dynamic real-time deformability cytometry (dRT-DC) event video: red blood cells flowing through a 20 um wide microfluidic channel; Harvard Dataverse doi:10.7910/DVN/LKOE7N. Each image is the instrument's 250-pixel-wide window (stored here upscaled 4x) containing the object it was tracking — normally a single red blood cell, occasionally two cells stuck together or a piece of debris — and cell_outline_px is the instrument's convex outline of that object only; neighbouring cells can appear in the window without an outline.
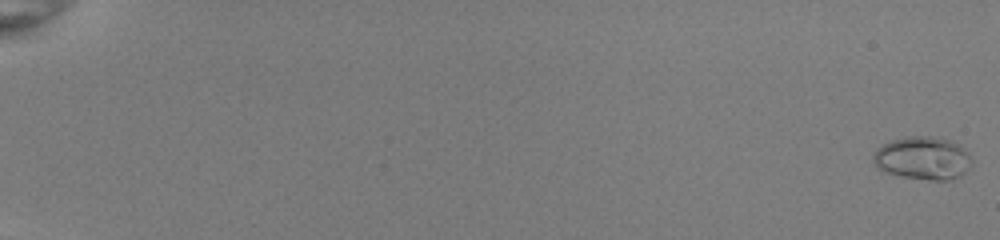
{"species": "common noctule bat (a hibernating species)", "species_latin": "Nyctalus noctula", "temperature_condition": "room temperature", "stored_images_in_passage": 54, "camera_frame_rate_fps": 3000, "um_per_image_px": 0.085, "animal": {"sex": "female", "body_mass_g": 22.0, "forearm_length_mm": 56.7}, "frame": {"image": 1, "passage_image": 1, "time_ms": 0.0, "image_size_px": [1000, 240], "cell_outline_px": [[972, 164], [960, 176], [952, 180], [928, 180], [900, 176], [884, 172], [876, 168], [872, 160], [872, 156], [876, 148], [892, 140], [908, 136], [932, 136], [952, 140], [960, 144], [968, 152], [972, 160]], "centroid_in_image_um": [78.43, 13.44], "position_along_channel_um": 6.6, "area_um2": 25.14}}
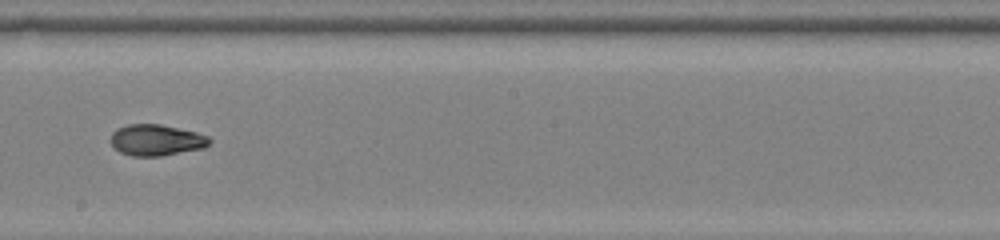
{"frame": {"image": 2, "passage_image": 34, "time_ms": 11.0, "image_size_px": [1000, 240], "cell_outline_px": [[212, 140], [204, 148], [160, 156], [132, 156], [120, 152], [112, 144], [112, 132], [116, 128], [128, 124], [160, 124], [196, 132], [208, 136]], "centroid_in_image_um": [13.29, 11.9], "position_along_channel_um": 234.9, "area_um2": 17.86}}
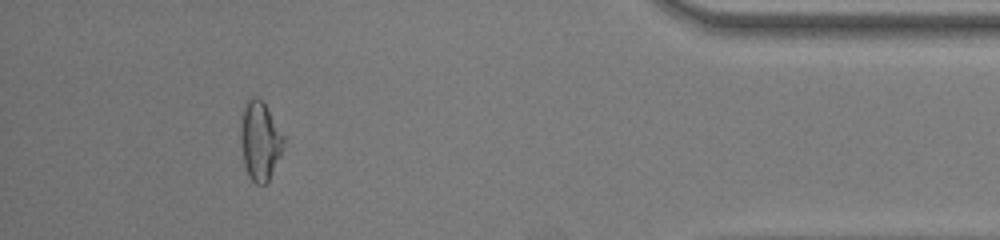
{"frame": {"image": 3, "passage_image": 50, "time_ms": 16.333, "image_size_px": [1000, 240], "cell_outline_px": [[284, 140], [280, 156], [268, 180], [264, 184], [256, 184], [248, 176], [244, 164], [240, 140], [240, 128], [244, 100], [256, 96], [264, 104], [284, 136]], "centroid_in_image_um": [22.06, 11.95], "position_along_channel_um": 413.1, "area_um2": 19.54}, "authors_computed_cell_mechanics": {"area_um2": 18.9006, "velocity_mm_per_s": 4.0435, "shape_relaxation_time_tau1_ms": 8.1473, "shape_relaxation_time_tau2_ms": 1.7917, "deformation_change_tau1": 0.207, "deformation_change_tau2": 0.0595}}